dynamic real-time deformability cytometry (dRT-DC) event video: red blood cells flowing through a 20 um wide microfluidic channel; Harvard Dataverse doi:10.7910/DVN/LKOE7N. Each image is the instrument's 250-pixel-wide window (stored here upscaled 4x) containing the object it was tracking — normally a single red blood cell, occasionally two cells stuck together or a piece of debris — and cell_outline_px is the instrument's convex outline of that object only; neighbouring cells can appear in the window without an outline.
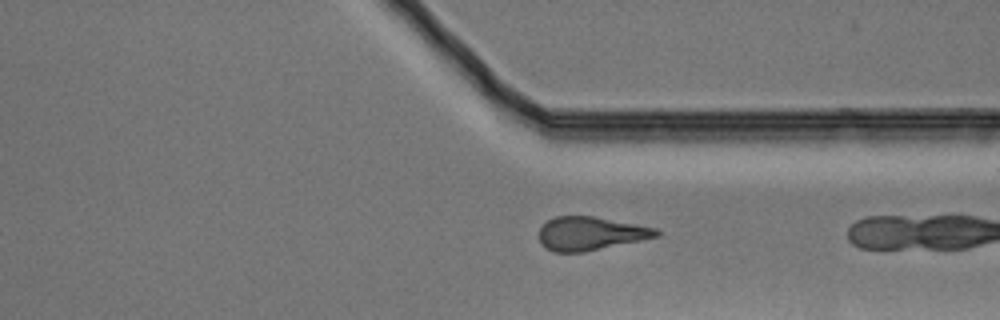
{"species": "Egyptian fruit bat (a non-hibernating species)", "species_latin": "Rousettus aegyptiacus", "temperature_condition": "warm", "stored_images_in_passage": 22, "camera_frame_rate_fps": 3000, "um_per_image_px": 0.085, "animal": {"sex": "male"}, "frame": {"image": 1, "passage_image": 21, "time_ms": 6.667, "image_size_px": [1000, 320], "cell_outline_px": [[660, 236], [584, 252], [552, 252], [544, 248], [540, 240], [540, 228], [548, 220], [556, 216], [592, 216], [636, 224], [656, 228], [660, 232]], "centroid_in_image_um": [50.18, 19.85], "position_along_channel_um": 361.2, "area_um2": 22.77}}